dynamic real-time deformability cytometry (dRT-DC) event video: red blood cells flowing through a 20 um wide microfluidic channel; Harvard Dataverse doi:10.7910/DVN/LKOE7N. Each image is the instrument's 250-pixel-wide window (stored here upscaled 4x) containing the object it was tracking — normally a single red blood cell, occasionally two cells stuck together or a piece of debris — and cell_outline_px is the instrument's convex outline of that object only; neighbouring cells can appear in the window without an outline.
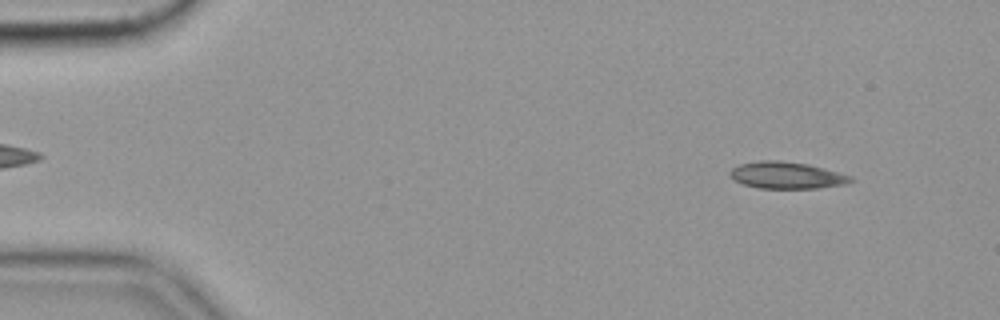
{"species": "common noctule bat (a hibernating species)", "species_latin": "Nyctalus noctula", "temperature_condition": "cold", "stored_images_in_passage": 56, "camera_frame_rate_fps": 3000, "um_per_image_px": 0.085, "animal": {"sex": "female", "body_mass_g": 19.9}, "frame": {"image": 1, "passage_image": 5, "time_ms": 1.333, "image_size_px": [1000, 320], "cell_outline_px": [[856, 180], [848, 184], [816, 188], [760, 188], [744, 184], [732, 180], [728, 172], [732, 168], [740, 164], [760, 160], [780, 160], [808, 164], [852, 176]], "centroid_in_image_um": [66.87, 14.9], "position_along_channel_um": 18.1, "area_um2": 18.96}}
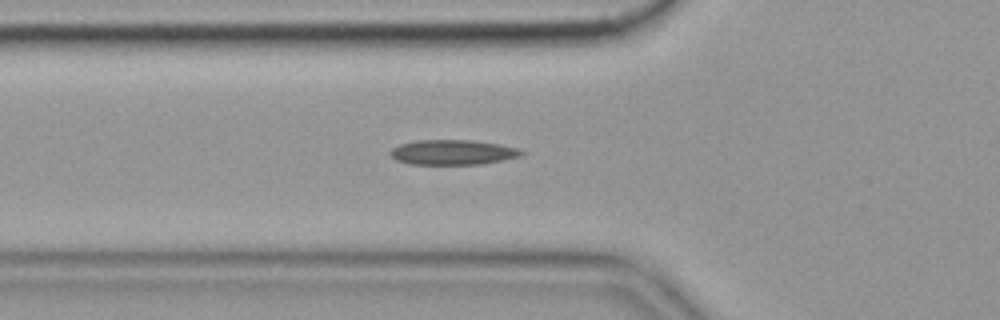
{"frame": {"image": 2, "passage_image": 19, "time_ms": 6.0, "image_size_px": [1000, 320], "cell_outline_px": [[524, 152], [520, 156], [504, 160], [480, 164], [408, 164], [396, 160], [388, 152], [392, 148], [400, 144], [416, 140], [472, 140], [520, 148]], "centroid_in_image_um": [38.46, 12.94], "position_along_channel_um": 87.3, "area_um2": 19.07}}
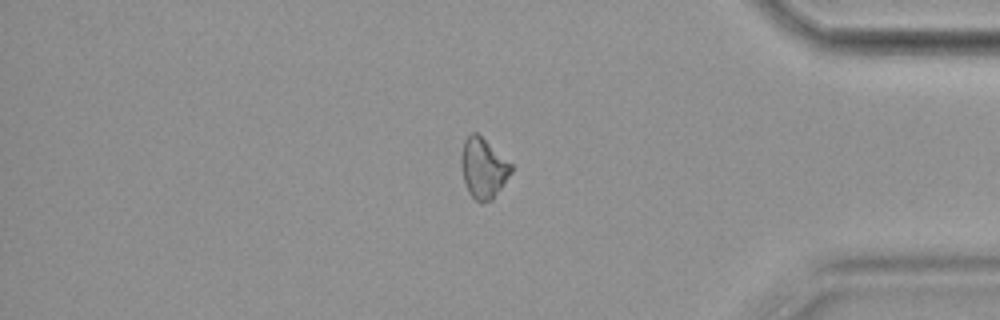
{"frame": {"image": 3, "passage_image": 47, "time_ms": 15.333, "image_size_px": [1000, 320], "cell_outline_px": [[512, 172], [492, 200], [480, 204], [468, 192], [460, 168], [460, 156], [464, 140], [472, 132], [476, 132], [512, 164]], "centroid_in_image_um": [41.06, 14.31], "position_along_channel_um": 394.1, "area_um2": 17.51}}